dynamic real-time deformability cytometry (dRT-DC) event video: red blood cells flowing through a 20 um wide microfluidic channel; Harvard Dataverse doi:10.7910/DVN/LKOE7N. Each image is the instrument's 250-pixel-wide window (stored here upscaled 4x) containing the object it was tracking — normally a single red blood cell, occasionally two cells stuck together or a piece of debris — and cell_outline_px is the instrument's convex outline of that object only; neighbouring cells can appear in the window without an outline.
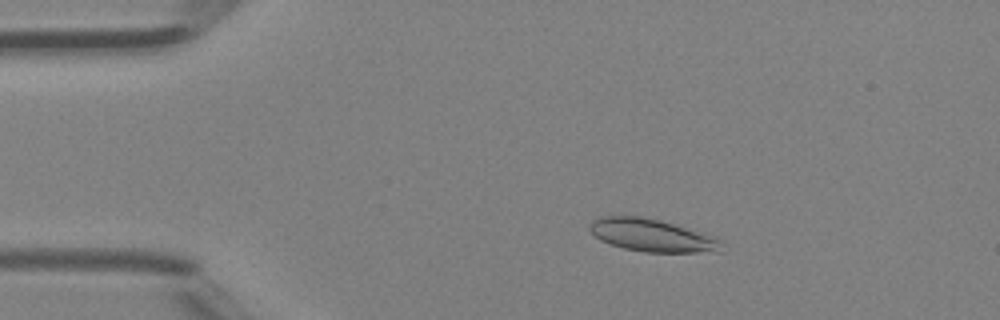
{"species": "Egyptian fruit bat (a non-hibernating species)", "species_latin": "Rousettus aegyptiacus", "temperature_condition": "room temperature", "stored_images_in_passage": 3, "camera_frame_rate_fps": 3000, "um_per_image_px": 0.085, "animal": {"sex": "female"}, "frame": {"image": 1, "passage_image": 2, "time_ms": 0.333, "image_size_px": [1000, 320], "cell_outline_px": [[724, 240], [720, 252], [644, 252], [624, 248], [600, 240], [588, 228], [592, 220], [600, 216], [640, 216], [660, 220], [704, 232], [716, 236]], "centroid_in_image_um": [55.48, 20.0], "position_along_channel_um": 29.5, "area_um2": 25.32}}